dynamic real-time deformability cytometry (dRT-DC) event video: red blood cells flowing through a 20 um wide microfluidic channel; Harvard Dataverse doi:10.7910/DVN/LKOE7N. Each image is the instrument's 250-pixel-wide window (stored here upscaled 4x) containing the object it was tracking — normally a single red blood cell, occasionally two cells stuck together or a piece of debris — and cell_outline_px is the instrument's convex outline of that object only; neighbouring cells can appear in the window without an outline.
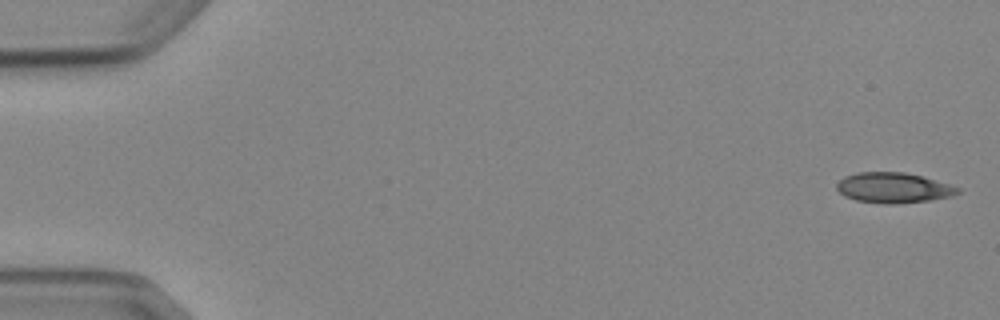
{"species": "Egyptian fruit bat (a non-hibernating species)", "species_latin": "Rousettus aegyptiacus", "temperature_condition": "cold", "stored_images_in_passage": 5, "camera_frame_rate_fps": 3000, "um_per_image_px": 0.085, "animal": {"sex": "female"}, "frame": {"image": 1, "passage_image": 1, "time_ms": 0.0, "image_size_px": [1000, 320], "cell_outline_px": [[960, 192], [952, 196], [928, 200], [896, 204], [884, 204], [856, 200], [844, 196], [836, 188], [836, 184], [844, 176], [860, 172], [904, 172], [924, 176], [960, 188]], "centroid_in_image_um": [75.93, 15.96], "position_along_channel_um": 9.1, "area_um2": 21.39}}
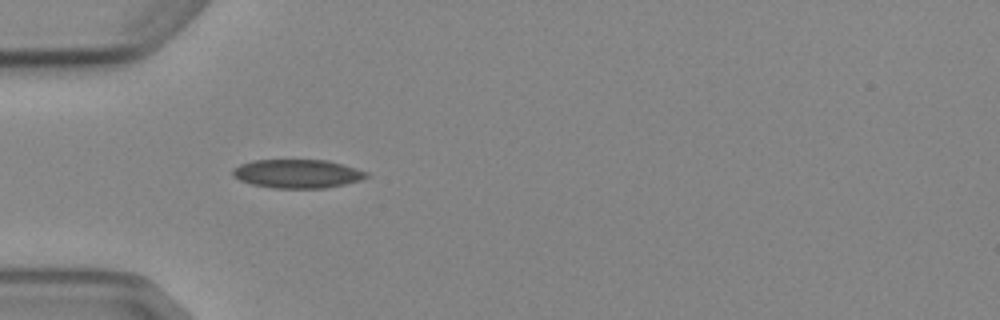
{"frame": {"image": 2, "passage_image": 5, "time_ms": 5.0, "image_size_px": [1000, 320], "cell_outline_px": [[368, 176], [360, 180], [344, 184], [324, 188], [272, 188], [252, 184], [240, 180], [232, 176], [232, 168], [240, 164], [252, 160], [328, 160], [344, 164], [368, 172]], "centroid_in_image_um": [25.26, 14.76], "position_along_channel_um": 59.7, "area_um2": 22.43}}